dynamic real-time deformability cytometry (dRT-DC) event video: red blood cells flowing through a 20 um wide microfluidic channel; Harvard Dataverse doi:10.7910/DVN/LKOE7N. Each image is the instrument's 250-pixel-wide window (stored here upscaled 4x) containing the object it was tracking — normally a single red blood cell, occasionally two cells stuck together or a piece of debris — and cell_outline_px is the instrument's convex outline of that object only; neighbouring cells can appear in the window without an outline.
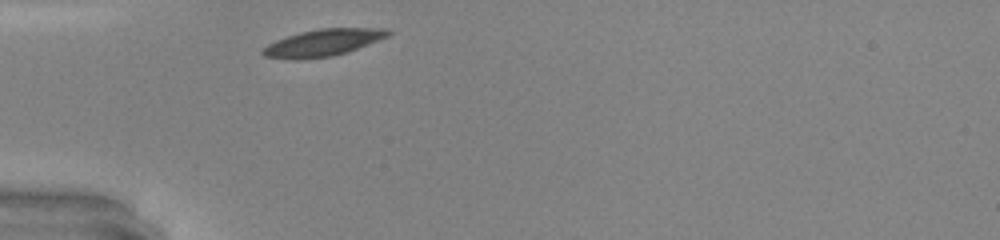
{"species": "common noctule bat (a hibernating species)", "species_latin": "Nyctalus noctula", "temperature_condition": "warm", "stored_images_in_passage": 25, "camera_frame_rate_fps": 3000, "um_per_image_px": 0.085, "animal": {"sex": "male", "body_mass_g": 20.0, "forearm_length_mm": 53.3}, "frame": {"image": 1, "passage_image": 1, "time_ms": 0.0, "image_size_px": [1000, 240], "cell_outline_px": [[392, 32], [388, 36], [356, 48], [332, 56], [264, 56], [260, 52], [268, 44], [288, 36], [320, 28], [368, 28]], "centroid_in_image_um": [27.49, 3.58], "position_along_channel_um": 57.5, "area_um2": 17.92}}
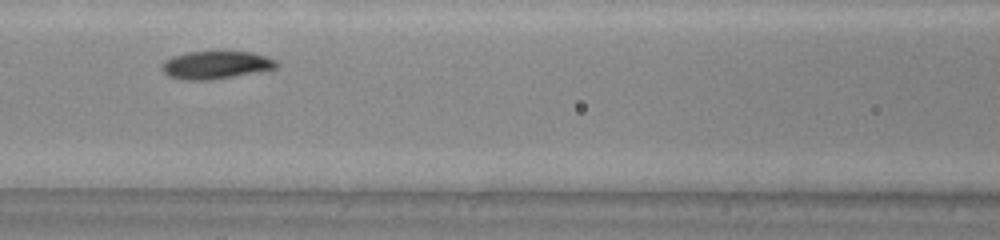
{"frame": {"image": 2, "passage_image": 8, "time_ms": 2.333, "image_size_px": [1000, 240], "cell_outline_px": [[276, 68], [232, 76], [208, 80], [184, 80], [168, 76], [164, 72], [164, 64], [168, 60], [176, 56], [188, 52], [252, 52], [276, 60]], "centroid_in_image_um": [18.36, 5.53], "position_along_channel_um": 148.2, "area_um2": 17.86}, "authors_computed_cell_mechanics": {"area_um2": 18.496, "velocity_mm_per_s": 4.2648, "shape_relaxation_time_tau1_ms": 3.0995, "shape_relaxation_time_tau2_ms": null, "deformation_change_tau1": 0.1293, "deformation_change_tau2": null}}